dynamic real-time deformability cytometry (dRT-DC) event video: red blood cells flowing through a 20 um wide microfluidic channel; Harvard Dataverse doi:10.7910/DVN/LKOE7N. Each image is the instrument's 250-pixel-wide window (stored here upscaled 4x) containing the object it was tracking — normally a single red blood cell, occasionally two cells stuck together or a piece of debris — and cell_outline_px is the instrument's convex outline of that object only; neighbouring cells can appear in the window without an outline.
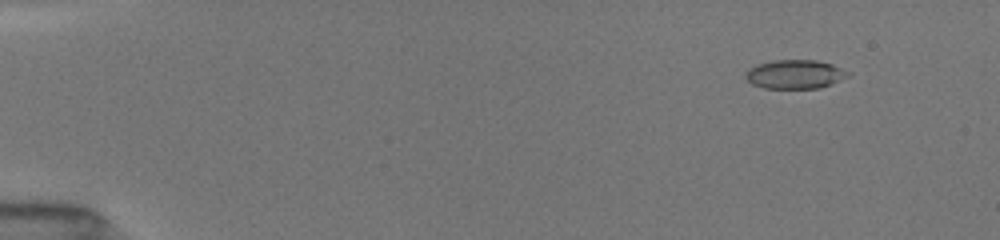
{"species": "common noctule bat (a hibernating species)", "species_latin": "Nyctalus noctula", "temperature_condition": "room temperature", "stored_images_in_passage": 18, "camera_frame_rate_fps": 3000, "um_per_image_px": 0.085, "animal": {"sex": "female", "body_mass_g": 19.5, "forearm_length_mm": 54.1}, "frame": {"image": 1, "passage_image": 3, "time_ms": 1.333, "image_size_px": [1000, 240], "cell_outline_px": [[852, 72], [848, 76], [832, 84], [820, 88], [764, 88], [752, 84], [744, 76], [748, 68], [756, 64], [772, 60], [816, 60], [832, 64]], "centroid_in_image_um": [67.57, 6.3], "position_along_channel_um": 17.4, "area_um2": 17.4}}
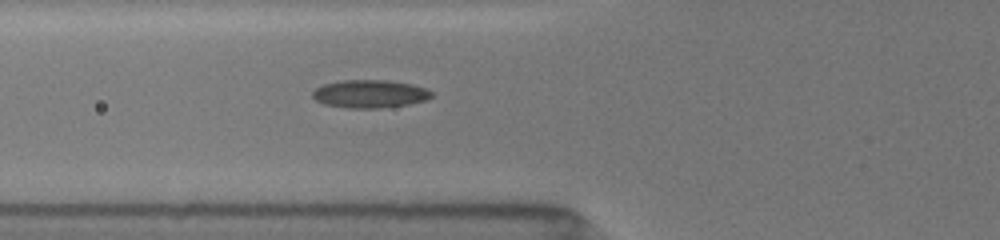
{"frame": {"image": 2, "passage_image": 16, "time_ms": 6.333, "image_size_px": [1000, 240], "cell_outline_px": [[432, 96], [428, 100], [408, 104], [380, 108], [348, 108], [324, 104], [316, 100], [312, 96], [312, 92], [316, 88], [324, 84], [340, 80], [388, 80], [412, 84], [424, 88], [432, 92]], "centroid_in_image_um": [31.43, 7.98], "position_along_channel_um": 94.4, "area_um2": 19.42}}
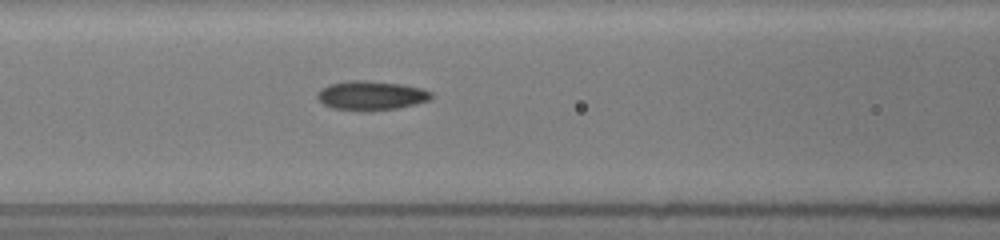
{"frame": {"image": 3, "passage_image": 18, "time_ms": 7.333, "image_size_px": [1000, 240], "cell_outline_px": [[432, 96], [428, 100], [416, 104], [396, 108], [368, 112], [332, 108], [324, 104], [316, 96], [316, 92], [320, 88], [328, 84], [348, 80], [368, 80], [400, 84], [420, 88], [432, 92]], "centroid_in_image_um": [31.49, 8.12], "position_along_channel_um": 135.1, "area_um2": 19.59}}